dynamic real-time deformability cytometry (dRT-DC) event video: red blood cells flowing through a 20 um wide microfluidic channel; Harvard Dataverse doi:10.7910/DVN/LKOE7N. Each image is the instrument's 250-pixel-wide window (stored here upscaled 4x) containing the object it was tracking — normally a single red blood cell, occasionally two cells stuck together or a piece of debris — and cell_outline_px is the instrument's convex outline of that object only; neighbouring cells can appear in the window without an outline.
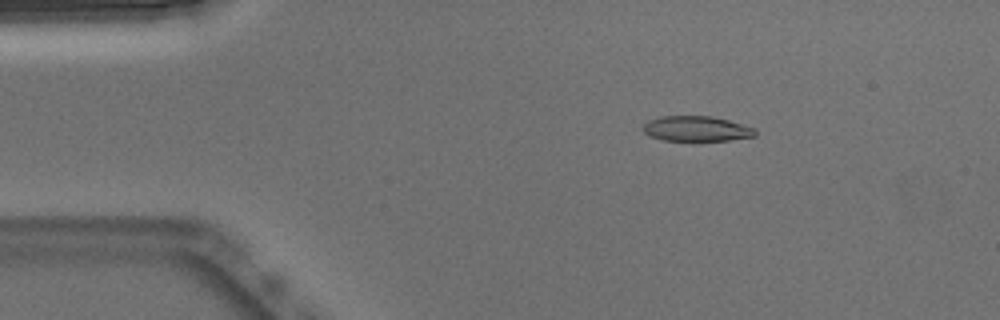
{"species": "Egyptian fruit bat (a non-hibernating species)", "species_latin": "Rousettus aegyptiacus", "temperature_condition": "warm", "stored_images_in_passage": 52, "camera_frame_rate_fps": 3000, "um_per_image_px": 0.085, "animal": {"sex": "male"}, "frame": {"image": 1, "passage_image": 8, "time_ms": 2.333, "image_size_px": [1000, 320], "cell_outline_px": [[756, 136], [728, 140], [664, 140], [652, 136], [644, 132], [640, 128], [648, 120], [660, 116], [712, 116], [728, 120], [756, 128]], "centroid_in_image_um": [59.19, 10.93], "position_along_channel_um": 25.8, "area_um2": 16.42}}
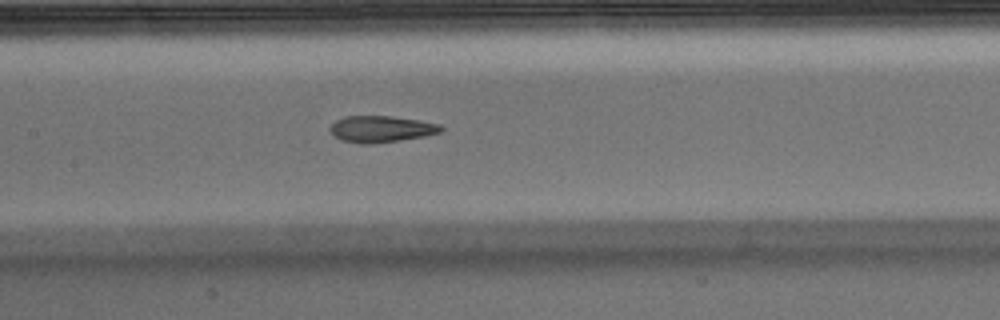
{"frame": {"image": 2, "passage_image": 24, "time_ms": 7.667, "image_size_px": [1000, 320], "cell_outline_px": [[444, 128], [440, 132], [424, 136], [400, 140], [372, 144], [360, 144], [344, 140], [336, 136], [328, 128], [336, 120], [344, 116], [392, 116], [420, 120], [440, 124]], "centroid_in_image_um": [32.42, 10.96], "position_along_channel_um": 175.0, "area_um2": 17.05}}
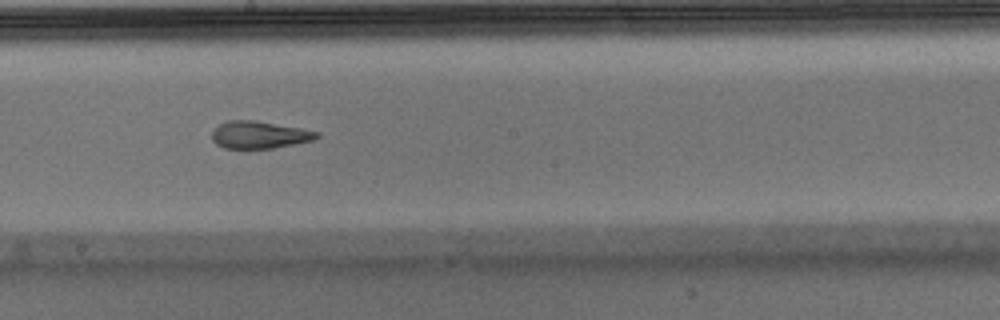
{"frame": {"image": 3, "passage_image": 28, "time_ms": 9.0, "image_size_px": [1000, 320], "cell_outline_px": [[320, 136], [316, 140], [296, 144], [272, 148], [244, 152], [224, 148], [216, 144], [212, 140], [212, 132], [220, 124], [228, 120], [256, 120], [300, 128], [320, 132]], "centroid_in_image_um": [22.04, 11.51], "position_along_channel_um": 226.2, "area_um2": 17.46}, "authors_computed_cell_mechanics": {"area_um2": 17.5134, "velocity_mm_per_s": 3.8455, "shape_relaxation_time_tau1_ms": null, "shape_relaxation_time_tau2_ms": 2.1116, "deformation_change_tau1": null, "deformation_change_tau2": 0.1034}}